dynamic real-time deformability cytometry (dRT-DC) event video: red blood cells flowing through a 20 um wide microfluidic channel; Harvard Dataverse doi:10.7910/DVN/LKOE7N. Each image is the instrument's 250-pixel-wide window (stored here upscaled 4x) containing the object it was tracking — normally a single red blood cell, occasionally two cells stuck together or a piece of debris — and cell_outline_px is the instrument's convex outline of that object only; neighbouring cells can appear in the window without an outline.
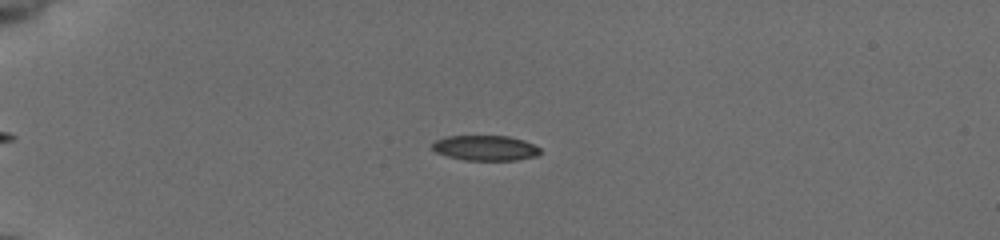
{"species": "common noctule bat (a hibernating species)", "species_latin": "Nyctalus noctula", "temperature_condition": "cold", "stored_images_in_passage": 43, "camera_frame_rate_fps": 3000, "um_per_image_px": 0.085, "animal": {"sex": "female", "body_mass_g": 19.5, "forearm_length_mm": 54.1}, "frame": {"image": 1, "passage_image": 10, "time_ms": 3.0, "image_size_px": [1000, 240], "cell_outline_px": [[540, 152], [536, 156], [516, 160], [464, 160], [448, 156], [436, 152], [432, 148], [432, 144], [436, 140], [448, 136], [508, 136], [524, 140], [540, 148]], "centroid_in_image_um": [41.26, 12.58], "position_along_channel_um": 43.7, "area_um2": 15.72}}
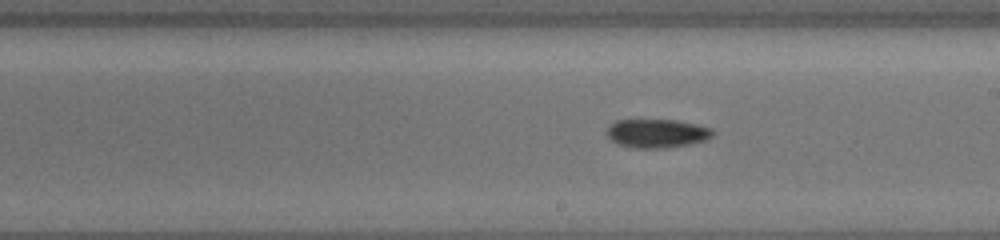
{"frame": {"image": 2, "passage_image": 28, "time_ms": 9.0, "image_size_px": [1000, 240], "cell_outline_px": [[716, 132], [708, 140], [692, 144], [668, 148], [632, 148], [616, 144], [608, 136], [608, 128], [616, 120], [676, 120], [696, 124], [712, 128]], "centroid_in_image_um": [55.9, 11.35], "position_along_channel_um": 233.1, "area_um2": 17.92}}
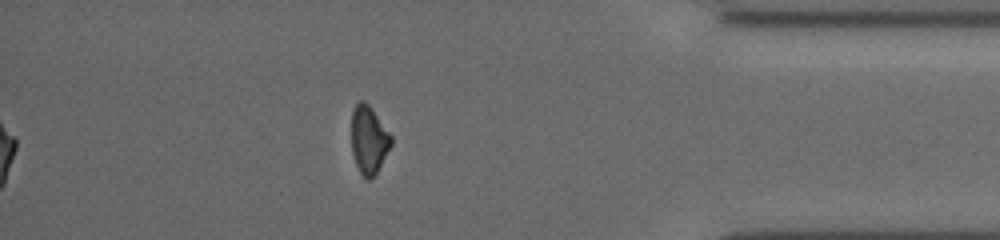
{"frame": {"image": 3, "passage_image": 43, "time_ms": 14.0, "image_size_px": [1000, 240], "cell_outline_px": [[392, 144], [376, 172], [368, 180], [360, 172], [356, 164], [352, 152], [352, 112], [356, 104], [360, 100], [364, 100], [372, 108], [392, 136]], "centroid_in_image_um": [31.35, 11.84], "position_along_channel_um": 403.9, "area_um2": 15.43}}